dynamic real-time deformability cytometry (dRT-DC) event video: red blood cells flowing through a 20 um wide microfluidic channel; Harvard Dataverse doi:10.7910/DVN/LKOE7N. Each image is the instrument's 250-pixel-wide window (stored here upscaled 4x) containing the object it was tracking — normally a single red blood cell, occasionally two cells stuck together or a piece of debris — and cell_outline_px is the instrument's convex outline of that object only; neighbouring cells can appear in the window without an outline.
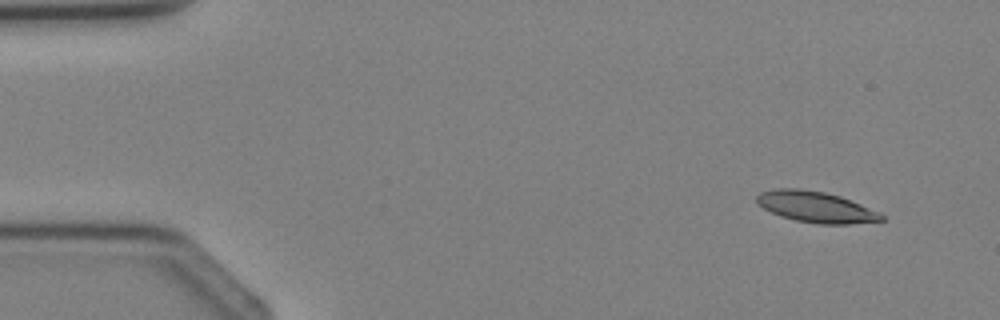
{"species": "Egyptian fruit bat (a non-hibernating species)", "species_latin": "Rousettus aegyptiacus", "temperature_condition": "cold", "stored_images_in_passage": 3, "camera_frame_rate_fps": 3000, "um_per_image_px": 0.085, "animal": {"sex": "female"}, "frame": {"image": 1, "passage_image": 1, "time_ms": 0.0, "image_size_px": [1000, 320], "cell_outline_px": [[884, 220], [848, 224], [820, 224], [796, 220], [780, 216], [756, 204], [756, 196], [760, 192], [776, 188], [800, 188], [824, 192], [840, 196], [880, 212], [884, 216]], "centroid_in_image_um": [69.32, 17.58], "position_along_channel_um": 15.7, "area_um2": 22.48}}